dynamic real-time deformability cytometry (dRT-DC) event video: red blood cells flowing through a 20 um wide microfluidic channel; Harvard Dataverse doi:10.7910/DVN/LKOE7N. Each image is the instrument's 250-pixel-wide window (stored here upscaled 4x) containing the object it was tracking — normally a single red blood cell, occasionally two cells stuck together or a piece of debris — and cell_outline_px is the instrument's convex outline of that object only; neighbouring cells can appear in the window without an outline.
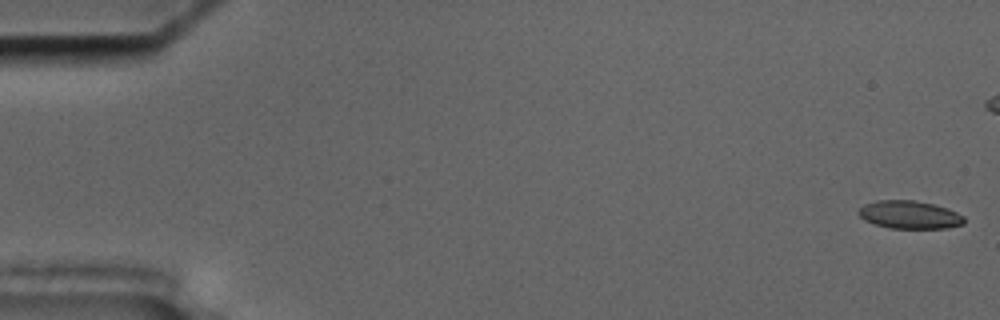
{"species": "common noctule bat (a hibernating species)", "species_latin": "Nyctalus noctula", "temperature_condition": "cold", "stored_images_in_passage": 57, "camera_frame_rate_fps": 3000, "um_per_image_px": 0.085, "animal": {"sex": "male", "body_mass_g": 17.5, "forearm_length_mm": 52.3}, "frame": {"image": 1, "passage_image": 1, "time_ms": 0.0, "image_size_px": [1000, 320], "cell_outline_px": [[964, 224], [948, 228], [888, 228], [864, 220], [856, 212], [864, 204], [876, 200], [916, 200], [948, 208], [964, 216]], "centroid_in_image_um": [77.3, 18.25], "position_along_channel_um": 7.7, "area_um2": 17.28}}
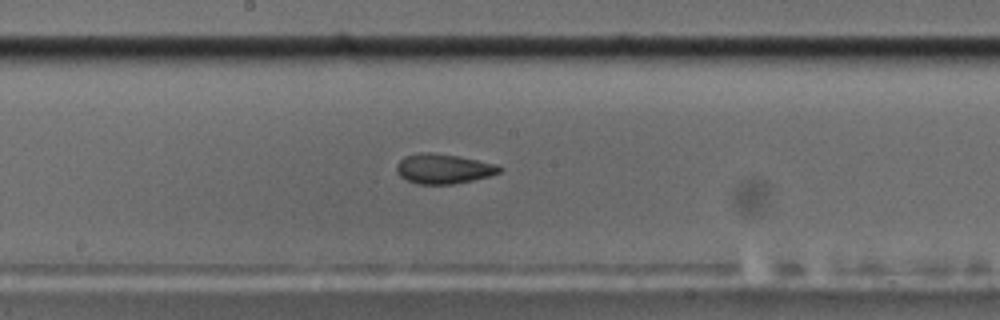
{"frame": {"image": 2, "passage_image": 30, "time_ms": 9.667, "image_size_px": [1000, 320], "cell_outline_px": [[504, 168], [500, 172], [488, 176], [472, 180], [452, 184], [416, 184], [400, 176], [396, 172], [396, 164], [404, 156], [420, 152], [436, 152], [460, 156], [496, 164]], "centroid_in_image_um": [37.67, 14.33], "position_along_channel_um": 210.5, "area_um2": 18.03}}
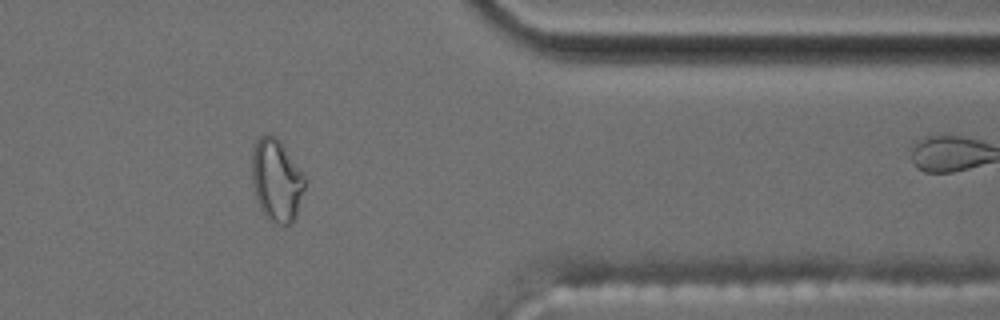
{"frame": {"image": 3, "passage_image": 46, "time_ms": 15.0, "image_size_px": [1000, 320], "cell_outline_px": [[304, 188], [296, 216], [288, 224], [280, 224], [272, 220], [260, 208], [256, 196], [252, 180], [252, 148], [256, 140], [260, 136], [272, 132], [280, 140], [304, 176]], "centroid_in_image_um": [23.48, 15.25], "position_along_channel_um": 387.9, "area_um2": 24.97}, "authors_computed_cell_mechanics": {"area_um2": 18.0914, "velocity_mm_per_s": 3.6189, "shape_relaxation_time_tau1_ms": null, "shape_relaxation_time_tau2_ms": 2.3393, "deformation_change_tau1": null, "deformation_change_tau2": 0.0769}}